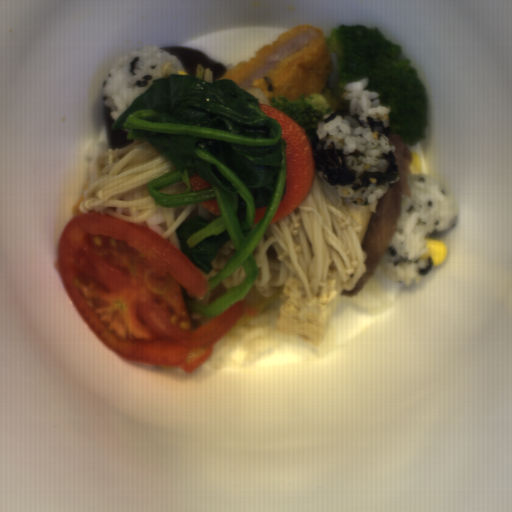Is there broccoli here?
<instances>
[{
  "label": "broccoli",
  "instance_id": "1",
  "mask_svg": "<svg viewBox=\"0 0 512 512\" xmlns=\"http://www.w3.org/2000/svg\"><path fill=\"white\" fill-rule=\"evenodd\" d=\"M332 67L319 93L270 98L271 107L290 116L305 132L312 147L317 120H327L339 108L344 85L368 79L362 90L379 92L380 103L390 106V135H398L407 146L418 147L427 139L428 98L426 85L401 48L377 28L339 25L325 38Z\"/></svg>",
  "mask_w": 512,
  "mask_h": 512
}]
</instances>
